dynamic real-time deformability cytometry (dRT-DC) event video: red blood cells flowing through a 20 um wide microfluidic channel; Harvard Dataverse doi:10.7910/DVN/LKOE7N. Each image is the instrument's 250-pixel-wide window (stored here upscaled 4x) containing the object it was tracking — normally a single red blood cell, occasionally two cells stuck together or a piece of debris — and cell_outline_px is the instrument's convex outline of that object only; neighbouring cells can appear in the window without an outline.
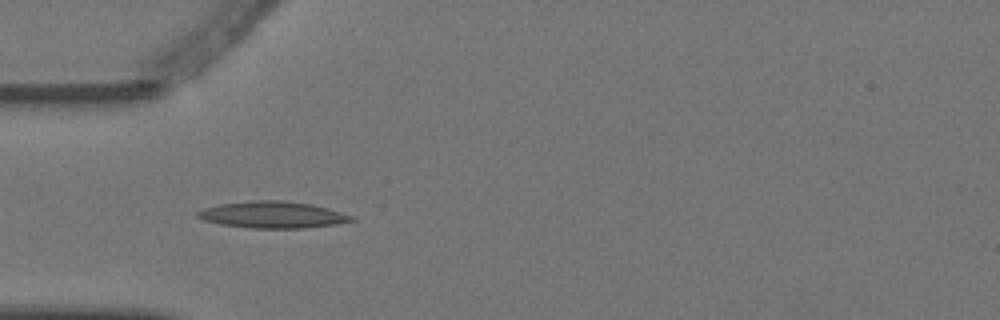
{"species": "Egyptian fruit bat (a non-hibernating species)", "species_latin": "Rousettus aegyptiacus", "temperature_condition": "warm", "stored_images_in_passage": 4, "camera_frame_rate_fps": 3000, "um_per_image_px": 0.085, "animal": {"sex": "female"}, "frame": {"image": 1, "passage_image": 3, "time_ms": 0.667, "image_size_px": [1000, 320], "cell_outline_px": [[356, 220], [336, 224], [304, 228], [248, 228], [220, 224], [204, 220], [196, 216], [196, 212], [204, 208], [220, 204], [252, 200], [280, 200], [312, 204], [328, 208], [352, 216]], "centroid_in_image_um": [23.15, 18.25], "position_along_channel_um": 61.8, "area_um2": 23.87}}
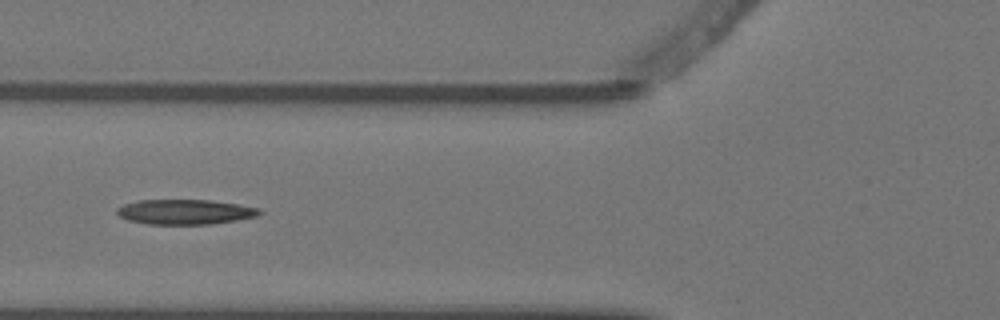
{"frame": {"image": 2, "passage_image": 4, "time_ms": 1.0, "image_size_px": [1000, 320], "cell_outline_px": [[264, 212], [260, 216], [212, 224], [148, 224], [128, 220], [120, 216], [116, 212], [116, 208], [124, 204], [136, 200], [212, 200], [260, 208]], "centroid_in_image_um": [15.76, 18.01], "position_along_channel_um": 110.0, "area_um2": 20.87}}